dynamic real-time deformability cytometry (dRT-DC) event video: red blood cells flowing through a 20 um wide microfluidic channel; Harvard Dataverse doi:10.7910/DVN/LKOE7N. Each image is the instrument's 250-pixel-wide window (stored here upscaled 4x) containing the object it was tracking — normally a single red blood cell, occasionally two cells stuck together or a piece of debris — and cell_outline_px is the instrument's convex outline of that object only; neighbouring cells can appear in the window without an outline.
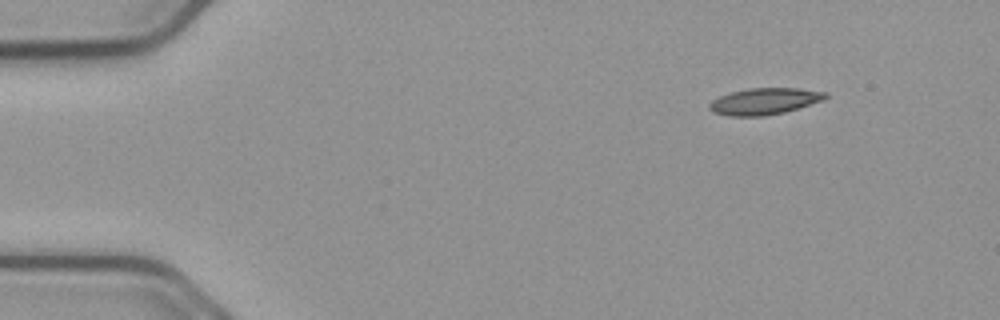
{"species": "common noctule bat (a hibernating species)", "species_latin": "Nyctalus noctula", "temperature_condition": "cold", "stored_images_in_passage": 50, "camera_frame_rate_fps": 3000, "um_per_image_px": 0.085, "animal": {"sex": "male", "body_mass_g": 23.1, "forearm_length_mm": 52.7}, "frame": {"image": 1, "passage_image": 1, "time_ms": 0.0, "image_size_px": [1000, 320], "cell_outline_px": [[828, 96], [824, 100], [784, 112], [764, 116], [728, 116], [712, 112], [708, 108], [708, 104], [712, 100], [720, 96], [732, 92], [748, 88], [796, 88], [828, 92]], "centroid_in_image_um": [64.97, 8.61], "position_along_channel_um": 20.0, "area_um2": 17.98}}
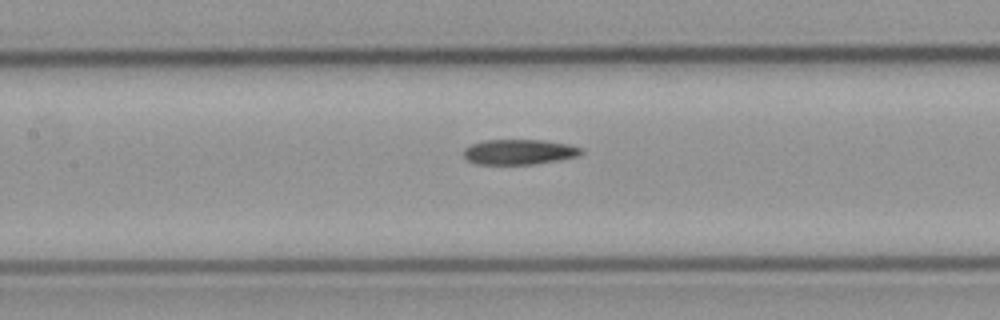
{"frame": {"image": 2, "passage_image": 20, "time_ms": 6.333, "image_size_px": [1000, 320], "cell_outline_px": [[584, 152], [580, 156], [560, 160], [536, 164], [476, 164], [468, 160], [464, 156], [464, 148], [472, 144], [484, 140], [544, 140], [568, 144], [584, 148]], "centroid_in_image_um": [44.19, 12.91], "position_along_channel_um": 163.2, "area_um2": 17.46}}
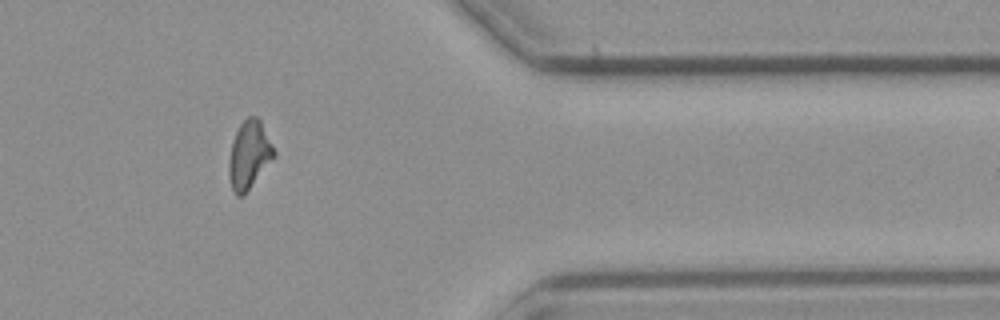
{"frame": {"image": 3, "passage_image": 40, "time_ms": 13.0, "image_size_px": [1000, 320], "cell_outline_px": [[276, 156], [244, 196], [236, 196], [232, 188], [228, 176], [228, 164], [232, 140], [240, 124], [248, 116], [256, 116], [260, 120], [276, 152]], "centroid_in_image_um": [21.17, 13.19], "position_along_channel_um": 390.2, "area_um2": 18.03}, "authors_computed_cell_mechanics": {"area_um2": 17.8602, "velocity_mm_per_s": 3.7249, "shape_relaxation_time_tau1_ms": 10.1868, "shape_relaxation_time_tau2_ms": null, "deformation_change_tau1": 0.2067, "deformation_change_tau2": null}}